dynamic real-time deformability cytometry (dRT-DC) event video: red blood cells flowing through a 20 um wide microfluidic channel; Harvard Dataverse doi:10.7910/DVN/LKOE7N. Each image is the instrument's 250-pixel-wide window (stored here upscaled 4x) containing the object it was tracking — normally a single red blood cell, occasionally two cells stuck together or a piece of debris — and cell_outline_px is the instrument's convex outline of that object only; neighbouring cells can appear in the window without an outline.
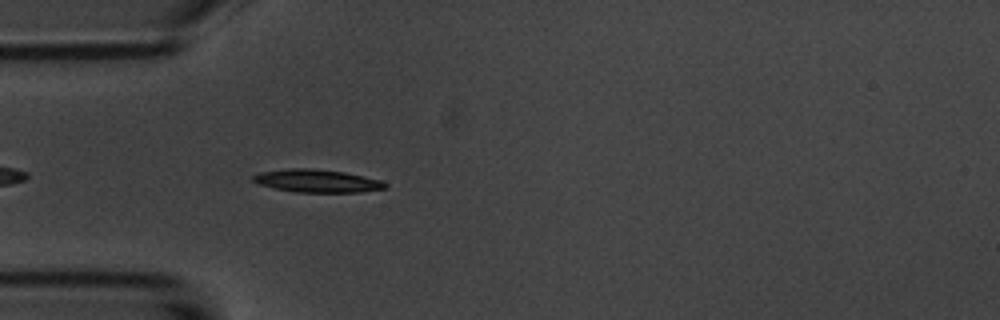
{"species": "common noctule bat (a hibernating species)", "species_latin": "Nyctalus noctula", "temperature_condition": "room temperature", "stored_images_in_passage": 38, "camera_frame_rate_fps": 3000, "um_per_image_px": 0.085, "animal": {"sex": "male", "body_mass_g": 20.1, "forearm_length_mm": 53.5}, "frame": {"image": 1, "passage_image": 4, "time_ms": 1.0, "image_size_px": [1000, 320], "cell_outline_px": [[388, 188], [360, 192], [296, 192], [256, 184], [252, 180], [252, 176], [260, 172], [288, 168], [308, 168], [344, 172], [380, 180], [388, 184]], "centroid_in_image_um": [26.93, 15.38], "position_along_channel_um": 58.1, "area_um2": 17.57}}
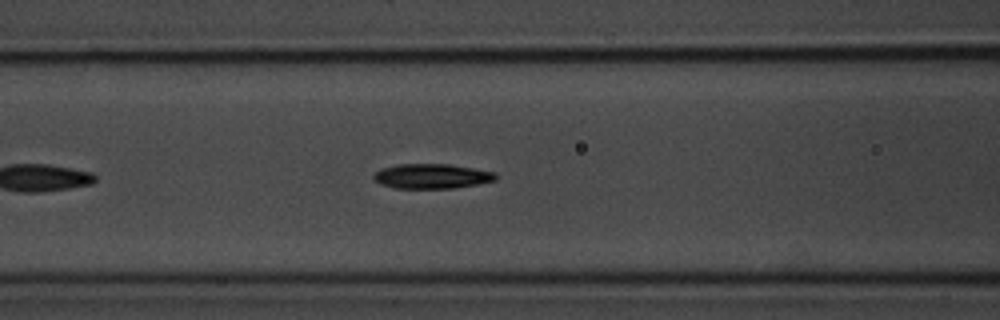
{"frame": {"image": 2, "passage_image": 10, "time_ms": 3.0, "image_size_px": [1000, 320], "cell_outline_px": [[496, 180], [476, 184], [452, 188], [396, 188], [380, 184], [372, 180], [372, 176], [380, 168], [396, 164], [448, 164], [496, 172]], "centroid_in_image_um": [36.64, 14.97], "position_along_channel_um": 130.0, "area_um2": 17.63}}
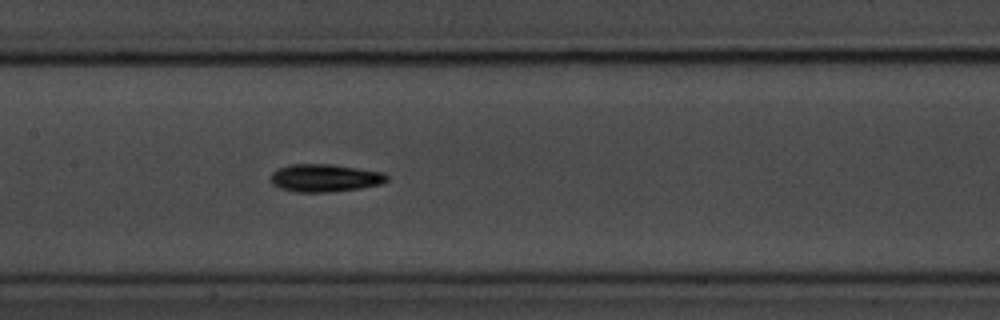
{"frame": {"image": 3, "passage_image": 14, "time_ms": 4.333, "image_size_px": [1000, 320], "cell_outline_px": [[388, 180], [384, 184], [360, 188], [328, 192], [296, 192], [280, 188], [272, 184], [272, 172], [280, 168], [292, 164], [332, 164], [384, 172], [388, 176]], "centroid_in_image_um": [27.66, 15.13], "position_along_channel_um": 179.7, "area_um2": 18.79}, "authors_computed_cell_mechanics": {"area_um2": 17.4845, "velocity_mm_per_s": 3.7302, "shape_relaxation_time_tau1_ms": 2.028, "shape_relaxation_time_tau2_ms": 6.3862, "deformation_change_tau1": 0.1429, "deformation_change_tau2": 0.1302}}